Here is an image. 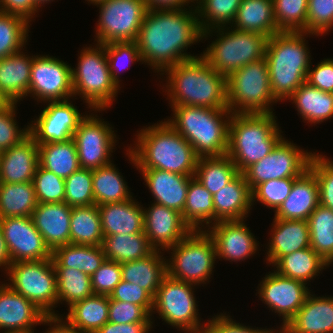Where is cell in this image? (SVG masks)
<instances>
[{
    "instance_id": "obj_1",
    "label": "cell",
    "mask_w": 333,
    "mask_h": 333,
    "mask_svg": "<svg viewBox=\"0 0 333 333\" xmlns=\"http://www.w3.org/2000/svg\"><path fill=\"white\" fill-rule=\"evenodd\" d=\"M186 10L147 9L136 42L142 62L157 72L199 57L184 52L203 39L196 8Z\"/></svg>"
},
{
    "instance_id": "obj_2",
    "label": "cell",
    "mask_w": 333,
    "mask_h": 333,
    "mask_svg": "<svg viewBox=\"0 0 333 333\" xmlns=\"http://www.w3.org/2000/svg\"><path fill=\"white\" fill-rule=\"evenodd\" d=\"M127 150L138 169H160L194 176L199 157L192 145L166 121L143 128ZM129 152V153H128Z\"/></svg>"
},
{
    "instance_id": "obj_3",
    "label": "cell",
    "mask_w": 333,
    "mask_h": 333,
    "mask_svg": "<svg viewBox=\"0 0 333 333\" xmlns=\"http://www.w3.org/2000/svg\"><path fill=\"white\" fill-rule=\"evenodd\" d=\"M166 91L171 108L177 106L228 109L227 77L217 72L201 55L168 67Z\"/></svg>"
},
{
    "instance_id": "obj_4",
    "label": "cell",
    "mask_w": 333,
    "mask_h": 333,
    "mask_svg": "<svg viewBox=\"0 0 333 333\" xmlns=\"http://www.w3.org/2000/svg\"><path fill=\"white\" fill-rule=\"evenodd\" d=\"M307 32L280 31L268 38L265 59L277 101L288 98L306 81L311 60Z\"/></svg>"
},
{
    "instance_id": "obj_5",
    "label": "cell",
    "mask_w": 333,
    "mask_h": 333,
    "mask_svg": "<svg viewBox=\"0 0 333 333\" xmlns=\"http://www.w3.org/2000/svg\"><path fill=\"white\" fill-rule=\"evenodd\" d=\"M274 113L232 114L226 154L239 173L271 153L283 138Z\"/></svg>"
},
{
    "instance_id": "obj_6",
    "label": "cell",
    "mask_w": 333,
    "mask_h": 333,
    "mask_svg": "<svg viewBox=\"0 0 333 333\" xmlns=\"http://www.w3.org/2000/svg\"><path fill=\"white\" fill-rule=\"evenodd\" d=\"M172 109L174 119L170 118L166 122L192 145L199 158L226 154L232 116L229 109L196 106H177Z\"/></svg>"
},
{
    "instance_id": "obj_7",
    "label": "cell",
    "mask_w": 333,
    "mask_h": 333,
    "mask_svg": "<svg viewBox=\"0 0 333 333\" xmlns=\"http://www.w3.org/2000/svg\"><path fill=\"white\" fill-rule=\"evenodd\" d=\"M96 45L81 50L78 66L72 68V84L73 96L81 95L91 109L100 112L111 106L119 87L112 80L104 45Z\"/></svg>"
},
{
    "instance_id": "obj_8",
    "label": "cell",
    "mask_w": 333,
    "mask_h": 333,
    "mask_svg": "<svg viewBox=\"0 0 333 333\" xmlns=\"http://www.w3.org/2000/svg\"><path fill=\"white\" fill-rule=\"evenodd\" d=\"M228 109L232 114L273 113L274 98L265 58L251 62L227 77Z\"/></svg>"
},
{
    "instance_id": "obj_9",
    "label": "cell",
    "mask_w": 333,
    "mask_h": 333,
    "mask_svg": "<svg viewBox=\"0 0 333 333\" xmlns=\"http://www.w3.org/2000/svg\"><path fill=\"white\" fill-rule=\"evenodd\" d=\"M216 29L218 38L201 55L223 76L228 77L245 65L265 57L267 36L234 27L232 31L228 27Z\"/></svg>"
},
{
    "instance_id": "obj_10",
    "label": "cell",
    "mask_w": 333,
    "mask_h": 333,
    "mask_svg": "<svg viewBox=\"0 0 333 333\" xmlns=\"http://www.w3.org/2000/svg\"><path fill=\"white\" fill-rule=\"evenodd\" d=\"M167 274L174 279L199 285L207 282L217 259L215 243L206 230H192L182 241L168 248Z\"/></svg>"
},
{
    "instance_id": "obj_11",
    "label": "cell",
    "mask_w": 333,
    "mask_h": 333,
    "mask_svg": "<svg viewBox=\"0 0 333 333\" xmlns=\"http://www.w3.org/2000/svg\"><path fill=\"white\" fill-rule=\"evenodd\" d=\"M6 272L12 290L33 302L47 316L55 314L58 304L57 274L52 258L11 263Z\"/></svg>"
},
{
    "instance_id": "obj_12",
    "label": "cell",
    "mask_w": 333,
    "mask_h": 333,
    "mask_svg": "<svg viewBox=\"0 0 333 333\" xmlns=\"http://www.w3.org/2000/svg\"><path fill=\"white\" fill-rule=\"evenodd\" d=\"M194 284L164 277L153 298V309L167 324L186 333H201L204 324L198 316ZM193 288V289H192Z\"/></svg>"
},
{
    "instance_id": "obj_13",
    "label": "cell",
    "mask_w": 333,
    "mask_h": 333,
    "mask_svg": "<svg viewBox=\"0 0 333 333\" xmlns=\"http://www.w3.org/2000/svg\"><path fill=\"white\" fill-rule=\"evenodd\" d=\"M99 6L97 43L136 41L147 6L144 0H103Z\"/></svg>"
},
{
    "instance_id": "obj_14",
    "label": "cell",
    "mask_w": 333,
    "mask_h": 333,
    "mask_svg": "<svg viewBox=\"0 0 333 333\" xmlns=\"http://www.w3.org/2000/svg\"><path fill=\"white\" fill-rule=\"evenodd\" d=\"M312 154L282 138L270 154L249 166L243 175L252 191L268 180L298 178L309 168Z\"/></svg>"
},
{
    "instance_id": "obj_15",
    "label": "cell",
    "mask_w": 333,
    "mask_h": 333,
    "mask_svg": "<svg viewBox=\"0 0 333 333\" xmlns=\"http://www.w3.org/2000/svg\"><path fill=\"white\" fill-rule=\"evenodd\" d=\"M97 117L87 114L73 134L80 168L93 170L112 162L110 155L116 145V135L109 123Z\"/></svg>"
},
{
    "instance_id": "obj_16",
    "label": "cell",
    "mask_w": 333,
    "mask_h": 333,
    "mask_svg": "<svg viewBox=\"0 0 333 333\" xmlns=\"http://www.w3.org/2000/svg\"><path fill=\"white\" fill-rule=\"evenodd\" d=\"M28 94L40 102L70 100L74 97L72 67L52 56H34Z\"/></svg>"
},
{
    "instance_id": "obj_17",
    "label": "cell",
    "mask_w": 333,
    "mask_h": 333,
    "mask_svg": "<svg viewBox=\"0 0 333 333\" xmlns=\"http://www.w3.org/2000/svg\"><path fill=\"white\" fill-rule=\"evenodd\" d=\"M10 264L52 258V251L31 216L0 218Z\"/></svg>"
},
{
    "instance_id": "obj_18",
    "label": "cell",
    "mask_w": 333,
    "mask_h": 333,
    "mask_svg": "<svg viewBox=\"0 0 333 333\" xmlns=\"http://www.w3.org/2000/svg\"><path fill=\"white\" fill-rule=\"evenodd\" d=\"M48 103L39 118L29 123V135L37 145L70 140L85 118L69 100Z\"/></svg>"
},
{
    "instance_id": "obj_19",
    "label": "cell",
    "mask_w": 333,
    "mask_h": 333,
    "mask_svg": "<svg viewBox=\"0 0 333 333\" xmlns=\"http://www.w3.org/2000/svg\"><path fill=\"white\" fill-rule=\"evenodd\" d=\"M307 284L280 275L278 272L266 274L258 287V294L261 300L272 311L282 315V327L295 316L297 311L303 306L309 293Z\"/></svg>"
},
{
    "instance_id": "obj_20",
    "label": "cell",
    "mask_w": 333,
    "mask_h": 333,
    "mask_svg": "<svg viewBox=\"0 0 333 333\" xmlns=\"http://www.w3.org/2000/svg\"><path fill=\"white\" fill-rule=\"evenodd\" d=\"M151 205L148 209L143 207L144 234L155 250H167L192 231L177 210L157 203Z\"/></svg>"
},
{
    "instance_id": "obj_21",
    "label": "cell",
    "mask_w": 333,
    "mask_h": 333,
    "mask_svg": "<svg viewBox=\"0 0 333 333\" xmlns=\"http://www.w3.org/2000/svg\"><path fill=\"white\" fill-rule=\"evenodd\" d=\"M206 231L215 243L217 258L231 262L245 260L259 246L244 220L217 221Z\"/></svg>"
},
{
    "instance_id": "obj_22",
    "label": "cell",
    "mask_w": 333,
    "mask_h": 333,
    "mask_svg": "<svg viewBox=\"0 0 333 333\" xmlns=\"http://www.w3.org/2000/svg\"><path fill=\"white\" fill-rule=\"evenodd\" d=\"M46 316L33 302L12 290L7 283L0 285V329L3 333H34L32 327L43 324Z\"/></svg>"
},
{
    "instance_id": "obj_23",
    "label": "cell",
    "mask_w": 333,
    "mask_h": 333,
    "mask_svg": "<svg viewBox=\"0 0 333 333\" xmlns=\"http://www.w3.org/2000/svg\"><path fill=\"white\" fill-rule=\"evenodd\" d=\"M38 165V145L28 135L19 144L0 153V183L32 182Z\"/></svg>"
},
{
    "instance_id": "obj_24",
    "label": "cell",
    "mask_w": 333,
    "mask_h": 333,
    "mask_svg": "<svg viewBox=\"0 0 333 333\" xmlns=\"http://www.w3.org/2000/svg\"><path fill=\"white\" fill-rule=\"evenodd\" d=\"M72 207L65 202L38 203L32 214L35 228L51 251L70 243Z\"/></svg>"
},
{
    "instance_id": "obj_25",
    "label": "cell",
    "mask_w": 333,
    "mask_h": 333,
    "mask_svg": "<svg viewBox=\"0 0 333 333\" xmlns=\"http://www.w3.org/2000/svg\"><path fill=\"white\" fill-rule=\"evenodd\" d=\"M279 333H333V296L317 297L309 293L303 306Z\"/></svg>"
},
{
    "instance_id": "obj_26",
    "label": "cell",
    "mask_w": 333,
    "mask_h": 333,
    "mask_svg": "<svg viewBox=\"0 0 333 333\" xmlns=\"http://www.w3.org/2000/svg\"><path fill=\"white\" fill-rule=\"evenodd\" d=\"M148 186L154 203L183 213L189 181L193 176L180 175L160 169H139Z\"/></svg>"
},
{
    "instance_id": "obj_27",
    "label": "cell",
    "mask_w": 333,
    "mask_h": 333,
    "mask_svg": "<svg viewBox=\"0 0 333 333\" xmlns=\"http://www.w3.org/2000/svg\"><path fill=\"white\" fill-rule=\"evenodd\" d=\"M319 205V187L315 175L307 169L298 177L286 200L275 211V217L283 220H308Z\"/></svg>"
},
{
    "instance_id": "obj_28",
    "label": "cell",
    "mask_w": 333,
    "mask_h": 333,
    "mask_svg": "<svg viewBox=\"0 0 333 333\" xmlns=\"http://www.w3.org/2000/svg\"><path fill=\"white\" fill-rule=\"evenodd\" d=\"M271 239L268 243L267 263L275 265L283 256L310 247L307 220H283L274 218Z\"/></svg>"
},
{
    "instance_id": "obj_29",
    "label": "cell",
    "mask_w": 333,
    "mask_h": 333,
    "mask_svg": "<svg viewBox=\"0 0 333 333\" xmlns=\"http://www.w3.org/2000/svg\"><path fill=\"white\" fill-rule=\"evenodd\" d=\"M252 205V190L243 173H238L213 195L214 223L244 220Z\"/></svg>"
},
{
    "instance_id": "obj_30",
    "label": "cell",
    "mask_w": 333,
    "mask_h": 333,
    "mask_svg": "<svg viewBox=\"0 0 333 333\" xmlns=\"http://www.w3.org/2000/svg\"><path fill=\"white\" fill-rule=\"evenodd\" d=\"M139 205L133 197L98 205L103 236L144 233V210Z\"/></svg>"
},
{
    "instance_id": "obj_31",
    "label": "cell",
    "mask_w": 333,
    "mask_h": 333,
    "mask_svg": "<svg viewBox=\"0 0 333 333\" xmlns=\"http://www.w3.org/2000/svg\"><path fill=\"white\" fill-rule=\"evenodd\" d=\"M33 56L21 50L0 59V90L11 102L28 96Z\"/></svg>"
},
{
    "instance_id": "obj_32",
    "label": "cell",
    "mask_w": 333,
    "mask_h": 333,
    "mask_svg": "<svg viewBox=\"0 0 333 333\" xmlns=\"http://www.w3.org/2000/svg\"><path fill=\"white\" fill-rule=\"evenodd\" d=\"M122 280L139 285L153 298L162 280L167 275V261L161 256L160 250L135 261L120 263Z\"/></svg>"
},
{
    "instance_id": "obj_33",
    "label": "cell",
    "mask_w": 333,
    "mask_h": 333,
    "mask_svg": "<svg viewBox=\"0 0 333 333\" xmlns=\"http://www.w3.org/2000/svg\"><path fill=\"white\" fill-rule=\"evenodd\" d=\"M235 23L238 30L261 33L270 38L280 32L276 26L273 0H242L237 10Z\"/></svg>"
},
{
    "instance_id": "obj_34",
    "label": "cell",
    "mask_w": 333,
    "mask_h": 333,
    "mask_svg": "<svg viewBox=\"0 0 333 333\" xmlns=\"http://www.w3.org/2000/svg\"><path fill=\"white\" fill-rule=\"evenodd\" d=\"M291 99V100H290ZM307 123L318 124L333 117V95L304 82L289 98Z\"/></svg>"
},
{
    "instance_id": "obj_35",
    "label": "cell",
    "mask_w": 333,
    "mask_h": 333,
    "mask_svg": "<svg viewBox=\"0 0 333 333\" xmlns=\"http://www.w3.org/2000/svg\"><path fill=\"white\" fill-rule=\"evenodd\" d=\"M102 246L72 244L59 246L52 251L54 267H68L92 276L105 261Z\"/></svg>"
},
{
    "instance_id": "obj_36",
    "label": "cell",
    "mask_w": 333,
    "mask_h": 333,
    "mask_svg": "<svg viewBox=\"0 0 333 333\" xmlns=\"http://www.w3.org/2000/svg\"><path fill=\"white\" fill-rule=\"evenodd\" d=\"M109 296L92 295L69 307L64 319L81 333H95L108 322Z\"/></svg>"
},
{
    "instance_id": "obj_37",
    "label": "cell",
    "mask_w": 333,
    "mask_h": 333,
    "mask_svg": "<svg viewBox=\"0 0 333 333\" xmlns=\"http://www.w3.org/2000/svg\"><path fill=\"white\" fill-rule=\"evenodd\" d=\"M105 258L118 263L135 261L150 255L155 249L144 233L103 236Z\"/></svg>"
},
{
    "instance_id": "obj_38",
    "label": "cell",
    "mask_w": 333,
    "mask_h": 333,
    "mask_svg": "<svg viewBox=\"0 0 333 333\" xmlns=\"http://www.w3.org/2000/svg\"><path fill=\"white\" fill-rule=\"evenodd\" d=\"M39 165L66 179L79 168L78 153L74 140L38 145Z\"/></svg>"
},
{
    "instance_id": "obj_39",
    "label": "cell",
    "mask_w": 333,
    "mask_h": 333,
    "mask_svg": "<svg viewBox=\"0 0 333 333\" xmlns=\"http://www.w3.org/2000/svg\"><path fill=\"white\" fill-rule=\"evenodd\" d=\"M103 231L98 206L72 207L70 219V243L102 246Z\"/></svg>"
},
{
    "instance_id": "obj_40",
    "label": "cell",
    "mask_w": 333,
    "mask_h": 333,
    "mask_svg": "<svg viewBox=\"0 0 333 333\" xmlns=\"http://www.w3.org/2000/svg\"><path fill=\"white\" fill-rule=\"evenodd\" d=\"M95 204L122 202L132 198L126 181L113 163L92 170Z\"/></svg>"
},
{
    "instance_id": "obj_41",
    "label": "cell",
    "mask_w": 333,
    "mask_h": 333,
    "mask_svg": "<svg viewBox=\"0 0 333 333\" xmlns=\"http://www.w3.org/2000/svg\"><path fill=\"white\" fill-rule=\"evenodd\" d=\"M37 205L33 182L0 183V218L32 216Z\"/></svg>"
},
{
    "instance_id": "obj_42",
    "label": "cell",
    "mask_w": 333,
    "mask_h": 333,
    "mask_svg": "<svg viewBox=\"0 0 333 333\" xmlns=\"http://www.w3.org/2000/svg\"><path fill=\"white\" fill-rule=\"evenodd\" d=\"M184 222L192 230H202V223L210 227L214 224L213 195L193 176L189 181L185 207L182 213ZM206 222V223H205Z\"/></svg>"
},
{
    "instance_id": "obj_43",
    "label": "cell",
    "mask_w": 333,
    "mask_h": 333,
    "mask_svg": "<svg viewBox=\"0 0 333 333\" xmlns=\"http://www.w3.org/2000/svg\"><path fill=\"white\" fill-rule=\"evenodd\" d=\"M327 264L311 247L294 251L283 256L274 267L276 272L285 277L310 282ZM308 281V282H307Z\"/></svg>"
},
{
    "instance_id": "obj_44",
    "label": "cell",
    "mask_w": 333,
    "mask_h": 333,
    "mask_svg": "<svg viewBox=\"0 0 333 333\" xmlns=\"http://www.w3.org/2000/svg\"><path fill=\"white\" fill-rule=\"evenodd\" d=\"M238 173L233 161L227 154H224L199 158L194 177L214 195Z\"/></svg>"
},
{
    "instance_id": "obj_45",
    "label": "cell",
    "mask_w": 333,
    "mask_h": 333,
    "mask_svg": "<svg viewBox=\"0 0 333 333\" xmlns=\"http://www.w3.org/2000/svg\"><path fill=\"white\" fill-rule=\"evenodd\" d=\"M310 247L327 263H333V210L319 204L308 218Z\"/></svg>"
},
{
    "instance_id": "obj_46",
    "label": "cell",
    "mask_w": 333,
    "mask_h": 333,
    "mask_svg": "<svg viewBox=\"0 0 333 333\" xmlns=\"http://www.w3.org/2000/svg\"><path fill=\"white\" fill-rule=\"evenodd\" d=\"M197 17L203 39L211 36L215 28L226 27L234 19L242 0H195ZM198 1V2H197ZM201 17V20H200ZM203 18V19H202ZM205 19V20H204Z\"/></svg>"
},
{
    "instance_id": "obj_47",
    "label": "cell",
    "mask_w": 333,
    "mask_h": 333,
    "mask_svg": "<svg viewBox=\"0 0 333 333\" xmlns=\"http://www.w3.org/2000/svg\"><path fill=\"white\" fill-rule=\"evenodd\" d=\"M55 270L58 303L66 301L71 307L74 303L94 295L91 277L84 272L68 267H55Z\"/></svg>"
},
{
    "instance_id": "obj_48",
    "label": "cell",
    "mask_w": 333,
    "mask_h": 333,
    "mask_svg": "<svg viewBox=\"0 0 333 333\" xmlns=\"http://www.w3.org/2000/svg\"><path fill=\"white\" fill-rule=\"evenodd\" d=\"M28 28L24 18L0 11V59L23 49Z\"/></svg>"
},
{
    "instance_id": "obj_49",
    "label": "cell",
    "mask_w": 333,
    "mask_h": 333,
    "mask_svg": "<svg viewBox=\"0 0 333 333\" xmlns=\"http://www.w3.org/2000/svg\"><path fill=\"white\" fill-rule=\"evenodd\" d=\"M279 31L307 32L308 0H273Z\"/></svg>"
},
{
    "instance_id": "obj_50",
    "label": "cell",
    "mask_w": 333,
    "mask_h": 333,
    "mask_svg": "<svg viewBox=\"0 0 333 333\" xmlns=\"http://www.w3.org/2000/svg\"><path fill=\"white\" fill-rule=\"evenodd\" d=\"M92 185V170L79 168L65 179L64 202L71 207L95 204Z\"/></svg>"
},
{
    "instance_id": "obj_51",
    "label": "cell",
    "mask_w": 333,
    "mask_h": 333,
    "mask_svg": "<svg viewBox=\"0 0 333 333\" xmlns=\"http://www.w3.org/2000/svg\"><path fill=\"white\" fill-rule=\"evenodd\" d=\"M32 182L38 203L64 202L65 179L38 165Z\"/></svg>"
},
{
    "instance_id": "obj_52",
    "label": "cell",
    "mask_w": 333,
    "mask_h": 333,
    "mask_svg": "<svg viewBox=\"0 0 333 333\" xmlns=\"http://www.w3.org/2000/svg\"><path fill=\"white\" fill-rule=\"evenodd\" d=\"M297 178L268 180L259 184L252 191V204L257 200L267 208L277 210L290 194L292 185Z\"/></svg>"
},
{
    "instance_id": "obj_53",
    "label": "cell",
    "mask_w": 333,
    "mask_h": 333,
    "mask_svg": "<svg viewBox=\"0 0 333 333\" xmlns=\"http://www.w3.org/2000/svg\"><path fill=\"white\" fill-rule=\"evenodd\" d=\"M308 169L318 182L319 204L333 210V161L314 152Z\"/></svg>"
},
{
    "instance_id": "obj_54",
    "label": "cell",
    "mask_w": 333,
    "mask_h": 333,
    "mask_svg": "<svg viewBox=\"0 0 333 333\" xmlns=\"http://www.w3.org/2000/svg\"><path fill=\"white\" fill-rule=\"evenodd\" d=\"M105 53L107 56L108 67L112 80L120 87L119 78L117 75L119 67L123 69L122 63L143 61L136 41H124V42H111L104 44ZM120 59V60H119ZM122 61V62H121ZM126 64V63H125ZM124 64V65H125ZM129 67V64H127ZM116 70V71H115Z\"/></svg>"
},
{
    "instance_id": "obj_55",
    "label": "cell",
    "mask_w": 333,
    "mask_h": 333,
    "mask_svg": "<svg viewBox=\"0 0 333 333\" xmlns=\"http://www.w3.org/2000/svg\"><path fill=\"white\" fill-rule=\"evenodd\" d=\"M333 27V0H308L307 33L322 35Z\"/></svg>"
},
{
    "instance_id": "obj_56",
    "label": "cell",
    "mask_w": 333,
    "mask_h": 333,
    "mask_svg": "<svg viewBox=\"0 0 333 333\" xmlns=\"http://www.w3.org/2000/svg\"><path fill=\"white\" fill-rule=\"evenodd\" d=\"M16 105L12 102L8 107L0 109V153L19 144L29 135V125L21 130L16 124Z\"/></svg>"
},
{
    "instance_id": "obj_57",
    "label": "cell",
    "mask_w": 333,
    "mask_h": 333,
    "mask_svg": "<svg viewBox=\"0 0 333 333\" xmlns=\"http://www.w3.org/2000/svg\"><path fill=\"white\" fill-rule=\"evenodd\" d=\"M108 321L115 324L152 323L151 315L139 305L109 297Z\"/></svg>"
},
{
    "instance_id": "obj_58",
    "label": "cell",
    "mask_w": 333,
    "mask_h": 333,
    "mask_svg": "<svg viewBox=\"0 0 333 333\" xmlns=\"http://www.w3.org/2000/svg\"><path fill=\"white\" fill-rule=\"evenodd\" d=\"M121 280L120 263L105 259L98 270L91 276L93 292L95 295L109 296Z\"/></svg>"
},
{
    "instance_id": "obj_59",
    "label": "cell",
    "mask_w": 333,
    "mask_h": 333,
    "mask_svg": "<svg viewBox=\"0 0 333 333\" xmlns=\"http://www.w3.org/2000/svg\"><path fill=\"white\" fill-rule=\"evenodd\" d=\"M111 299L142 306L152 317L153 297L139 285L121 280L109 295Z\"/></svg>"
},
{
    "instance_id": "obj_60",
    "label": "cell",
    "mask_w": 333,
    "mask_h": 333,
    "mask_svg": "<svg viewBox=\"0 0 333 333\" xmlns=\"http://www.w3.org/2000/svg\"><path fill=\"white\" fill-rule=\"evenodd\" d=\"M274 329H259L244 326L243 324L237 323L226 316L223 313L217 314L216 317H212V320H208L206 325L204 324L201 333H274Z\"/></svg>"
},
{
    "instance_id": "obj_61",
    "label": "cell",
    "mask_w": 333,
    "mask_h": 333,
    "mask_svg": "<svg viewBox=\"0 0 333 333\" xmlns=\"http://www.w3.org/2000/svg\"><path fill=\"white\" fill-rule=\"evenodd\" d=\"M306 82L324 92H333V59H323L312 70L309 68Z\"/></svg>"
},
{
    "instance_id": "obj_62",
    "label": "cell",
    "mask_w": 333,
    "mask_h": 333,
    "mask_svg": "<svg viewBox=\"0 0 333 333\" xmlns=\"http://www.w3.org/2000/svg\"><path fill=\"white\" fill-rule=\"evenodd\" d=\"M33 0H0V11L24 18L29 24L39 10Z\"/></svg>"
},
{
    "instance_id": "obj_63",
    "label": "cell",
    "mask_w": 333,
    "mask_h": 333,
    "mask_svg": "<svg viewBox=\"0 0 333 333\" xmlns=\"http://www.w3.org/2000/svg\"><path fill=\"white\" fill-rule=\"evenodd\" d=\"M153 323H124L115 324L106 322L95 333H148L152 328Z\"/></svg>"
},
{
    "instance_id": "obj_64",
    "label": "cell",
    "mask_w": 333,
    "mask_h": 333,
    "mask_svg": "<svg viewBox=\"0 0 333 333\" xmlns=\"http://www.w3.org/2000/svg\"><path fill=\"white\" fill-rule=\"evenodd\" d=\"M42 323L50 324V330L47 333H81L76 327L72 326L68 321L65 322L59 315L46 316ZM54 323V324H53ZM52 324L54 325L52 327ZM46 333V332H45Z\"/></svg>"
},
{
    "instance_id": "obj_65",
    "label": "cell",
    "mask_w": 333,
    "mask_h": 333,
    "mask_svg": "<svg viewBox=\"0 0 333 333\" xmlns=\"http://www.w3.org/2000/svg\"><path fill=\"white\" fill-rule=\"evenodd\" d=\"M147 9H180L195 0H144ZM187 3V4H186Z\"/></svg>"
},
{
    "instance_id": "obj_66",
    "label": "cell",
    "mask_w": 333,
    "mask_h": 333,
    "mask_svg": "<svg viewBox=\"0 0 333 333\" xmlns=\"http://www.w3.org/2000/svg\"><path fill=\"white\" fill-rule=\"evenodd\" d=\"M9 265H10V256L0 226V266L5 267L4 270L6 271Z\"/></svg>"
},
{
    "instance_id": "obj_67",
    "label": "cell",
    "mask_w": 333,
    "mask_h": 333,
    "mask_svg": "<svg viewBox=\"0 0 333 333\" xmlns=\"http://www.w3.org/2000/svg\"><path fill=\"white\" fill-rule=\"evenodd\" d=\"M12 102L7 96L0 90V109L8 107Z\"/></svg>"
},
{
    "instance_id": "obj_68",
    "label": "cell",
    "mask_w": 333,
    "mask_h": 333,
    "mask_svg": "<svg viewBox=\"0 0 333 333\" xmlns=\"http://www.w3.org/2000/svg\"><path fill=\"white\" fill-rule=\"evenodd\" d=\"M50 1H53V0H33L34 4L39 8L41 7L42 5L41 4H45V3H48Z\"/></svg>"
},
{
    "instance_id": "obj_69",
    "label": "cell",
    "mask_w": 333,
    "mask_h": 333,
    "mask_svg": "<svg viewBox=\"0 0 333 333\" xmlns=\"http://www.w3.org/2000/svg\"><path fill=\"white\" fill-rule=\"evenodd\" d=\"M86 1H88V2H90V3H94V4H96V3H98V2H100V1H103V0H86Z\"/></svg>"
}]
</instances>
